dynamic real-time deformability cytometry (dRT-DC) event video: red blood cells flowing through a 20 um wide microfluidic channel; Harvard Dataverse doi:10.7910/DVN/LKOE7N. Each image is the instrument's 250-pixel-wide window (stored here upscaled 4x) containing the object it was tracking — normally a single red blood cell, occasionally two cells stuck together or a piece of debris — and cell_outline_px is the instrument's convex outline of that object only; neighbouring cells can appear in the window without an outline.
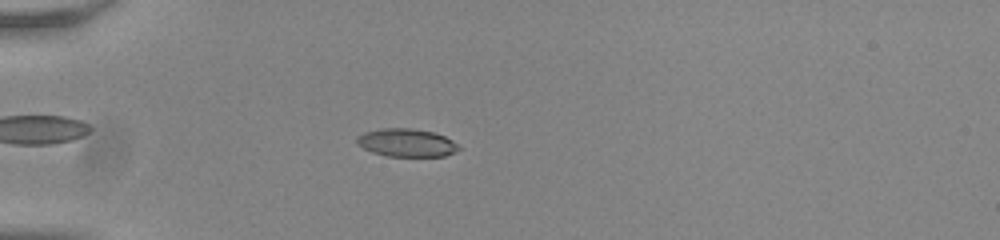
{"species": "common noctule bat (a hibernating species)", "species_latin": "Nyctalus noctula", "temperature_condition": "room temperature", "stored_images_in_passage": 55, "camera_frame_rate_fps": 3000, "um_per_image_px": 0.085, "animal": {"sex": "male", "body_mass_g": 20.0, "forearm_length_mm": 53.3}, "frame": {"image": 1, "passage_image": 17, "time_ms": 5.333, "image_size_px": [1000, 240], "cell_outline_px": [[460, 148], [444, 156], [388, 156], [372, 152], [356, 144], [356, 136], [364, 132], [380, 128], [412, 128], [432, 132], [444, 136], [452, 140]], "centroid_in_image_um": [34.5, 12.12], "position_along_channel_um": 50.5, "area_um2": 16.53}}
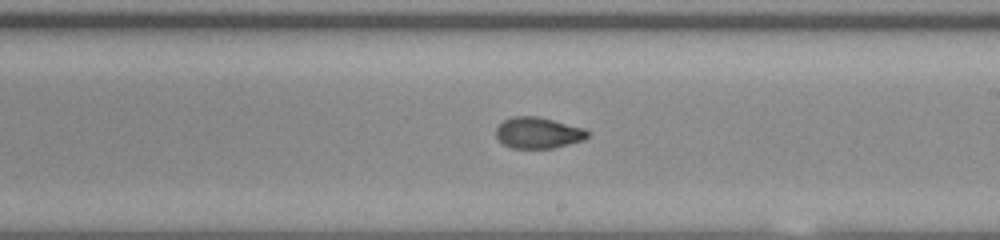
{"frame": {"image": 2, "passage_image": 34, "time_ms": 11.0, "image_size_px": [1000, 240], "cell_outline_px": [[588, 136], [584, 140], [552, 148], [512, 148], [504, 144], [496, 136], [496, 128], [504, 120], [512, 116], [540, 116], [584, 128], [588, 132]], "centroid_in_image_um": [45.74, 11.28], "position_along_channel_um": 243.3, "area_um2": 16.59}}
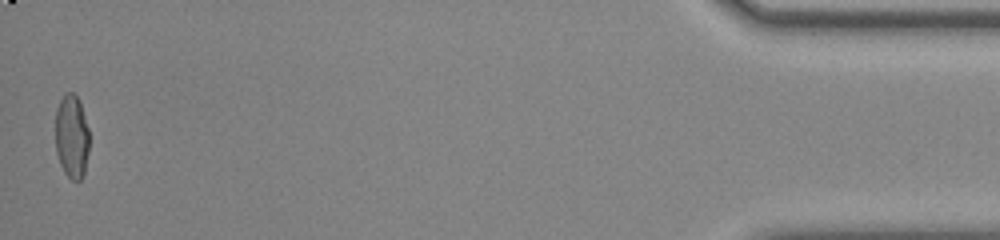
{"frame": {"image": 3, "passage_image": 55, "time_ms": 18.0, "image_size_px": [1000, 240], "cell_outline_px": [[88, 152], [84, 176], [80, 180], [72, 180], [64, 172], [60, 164], [56, 152], [56, 108], [64, 92], [72, 92], [80, 100], [88, 128]], "centroid_in_image_um": [6.09, 11.59], "position_along_channel_um": 429.1, "area_um2": 16.65}, "authors_computed_cell_mechanics": {"area_um2": 16.9354, "velocity_mm_per_s": 3.8076, "shape_relaxation_time_tau1_ms": 8.4244, "shape_relaxation_time_tau2_ms": 0.9585, "deformation_change_tau1": 0.2681, "deformation_change_tau2": 0.0607}}